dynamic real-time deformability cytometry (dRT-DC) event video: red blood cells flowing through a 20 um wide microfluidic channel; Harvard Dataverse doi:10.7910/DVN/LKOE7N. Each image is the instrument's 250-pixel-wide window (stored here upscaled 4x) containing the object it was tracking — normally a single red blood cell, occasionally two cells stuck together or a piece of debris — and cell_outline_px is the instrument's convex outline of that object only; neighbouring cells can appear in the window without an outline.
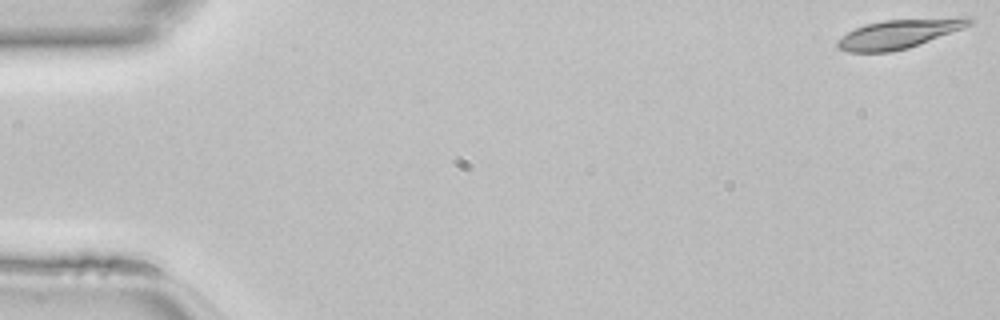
{"species": "common noctule bat (a hibernating species)", "species_latin": "Nyctalus noctula", "temperature_condition": "room temperature", "stored_images_in_passage": 9, "camera_frame_rate_fps": 3000, "um_per_image_px": 0.085, "animal": {"sex": "female", "body_mass_g": 22.7, "forearm_length_mm": 54.2}, "frame": {"image": 1, "passage_image": 1, "time_ms": 0.0, "image_size_px": [1000, 320], "cell_outline_px": [[976, 20], [972, 24], [908, 48], [892, 52], [848, 52], [836, 48], [836, 40], [848, 32], [856, 28], [868, 24], [884, 20], [960, 16], [972, 16]], "centroid_in_image_um": [76.44, 2.86], "position_along_channel_um": 8.6, "area_um2": 22.48}}